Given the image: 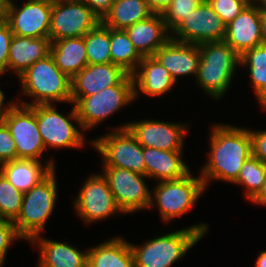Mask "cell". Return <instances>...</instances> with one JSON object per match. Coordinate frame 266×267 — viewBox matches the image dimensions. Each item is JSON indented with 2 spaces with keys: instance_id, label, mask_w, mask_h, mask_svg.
Segmentation results:
<instances>
[{
  "instance_id": "cell-25",
  "label": "cell",
  "mask_w": 266,
  "mask_h": 267,
  "mask_svg": "<svg viewBox=\"0 0 266 267\" xmlns=\"http://www.w3.org/2000/svg\"><path fill=\"white\" fill-rule=\"evenodd\" d=\"M49 38H32L13 35L8 54V72L20 76L38 60L50 54Z\"/></svg>"
},
{
  "instance_id": "cell-47",
  "label": "cell",
  "mask_w": 266,
  "mask_h": 267,
  "mask_svg": "<svg viewBox=\"0 0 266 267\" xmlns=\"http://www.w3.org/2000/svg\"><path fill=\"white\" fill-rule=\"evenodd\" d=\"M256 1L260 4L262 10L266 11V0H256Z\"/></svg>"
},
{
  "instance_id": "cell-11",
  "label": "cell",
  "mask_w": 266,
  "mask_h": 267,
  "mask_svg": "<svg viewBox=\"0 0 266 267\" xmlns=\"http://www.w3.org/2000/svg\"><path fill=\"white\" fill-rule=\"evenodd\" d=\"M2 121L13 136L17 159L41 161L46 148L39 133L35 111L30 106L14 102Z\"/></svg>"
},
{
  "instance_id": "cell-31",
  "label": "cell",
  "mask_w": 266,
  "mask_h": 267,
  "mask_svg": "<svg viewBox=\"0 0 266 267\" xmlns=\"http://www.w3.org/2000/svg\"><path fill=\"white\" fill-rule=\"evenodd\" d=\"M83 37L88 64L111 63L110 28L100 22Z\"/></svg>"
},
{
  "instance_id": "cell-17",
  "label": "cell",
  "mask_w": 266,
  "mask_h": 267,
  "mask_svg": "<svg viewBox=\"0 0 266 267\" xmlns=\"http://www.w3.org/2000/svg\"><path fill=\"white\" fill-rule=\"evenodd\" d=\"M224 41L241 56L245 51L263 44L261 31V6L250 2L228 25Z\"/></svg>"
},
{
  "instance_id": "cell-48",
  "label": "cell",
  "mask_w": 266,
  "mask_h": 267,
  "mask_svg": "<svg viewBox=\"0 0 266 267\" xmlns=\"http://www.w3.org/2000/svg\"><path fill=\"white\" fill-rule=\"evenodd\" d=\"M48 2L54 3V2H60V1H68V0H47Z\"/></svg>"
},
{
  "instance_id": "cell-30",
  "label": "cell",
  "mask_w": 266,
  "mask_h": 267,
  "mask_svg": "<svg viewBox=\"0 0 266 267\" xmlns=\"http://www.w3.org/2000/svg\"><path fill=\"white\" fill-rule=\"evenodd\" d=\"M111 63L121 66L132 74L142 60V56L134 48L127 32L123 29L110 28Z\"/></svg>"
},
{
  "instance_id": "cell-20",
  "label": "cell",
  "mask_w": 266,
  "mask_h": 267,
  "mask_svg": "<svg viewBox=\"0 0 266 267\" xmlns=\"http://www.w3.org/2000/svg\"><path fill=\"white\" fill-rule=\"evenodd\" d=\"M132 78L135 100L140 93L151 97L162 96L176 85L169 71L154 56L143 57L132 73Z\"/></svg>"
},
{
  "instance_id": "cell-4",
  "label": "cell",
  "mask_w": 266,
  "mask_h": 267,
  "mask_svg": "<svg viewBox=\"0 0 266 267\" xmlns=\"http://www.w3.org/2000/svg\"><path fill=\"white\" fill-rule=\"evenodd\" d=\"M201 60L196 83L211 98L219 100L231 86L240 56L223 40L199 45Z\"/></svg>"
},
{
  "instance_id": "cell-15",
  "label": "cell",
  "mask_w": 266,
  "mask_h": 267,
  "mask_svg": "<svg viewBox=\"0 0 266 267\" xmlns=\"http://www.w3.org/2000/svg\"><path fill=\"white\" fill-rule=\"evenodd\" d=\"M15 2L11 0L1 15L13 35L49 38L52 3L47 0H26L20 7Z\"/></svg>"
},
{
  "instance_id": "cell-3",
  "label": "cell",
  "mask_w": 266,
  "mask_h": 267,
  "mask_svg": "<svg viewBox=\"0 0 266 267\" xmlns=\"http://www.w3.org/2000/svg\"><path fill=\"white\" fill-rule=\"evenodd\" d=\"M18 78L23 94L33 99L32 103L15 101L19 104L71 103V79L56 66L50 54L35 62Z\"/></svg>"
},
{
  "instance_id": "cell-21",
  "label": "cell",
  "mask_w": 266,
  "mask_h": 267,
  "mask_svg": "<svg viewBox=\"0 0 266 267\" xmlns=\"http://www.w3.org/2000/svg\"><path fill=\"white\" fill-rule=\"evenodd\" d=\"M125 31L142 57L153 56L171 38V32L159 13L127 27Z\"/></svg>"
},
{
  "instance_id": "cell-46",
  "label": "cell",
  "mask_w": 266,
  "mask_h": 267,
  "mask_svg": "<svg viewBox=\"0 0 266 267\" xmlns=\"http://www.w3.org/2000/svg\"><path fill=\"white\" fill-rule=\"evenodd\" d=\"M10 2L11 0H0V16L3 14Z\"/></svg>"
},
{
  "instance_id": "cell-39",
  "label": "cell",
  "mask_w": 266,
  "mask_h": 267,
  "mask_svg": "<svg viewBox=\"0 0 266 267\" xmlns=\"http://www.w3.org/2000/svg\"><path fill=\"white\" fill-rule=\"evenodd\" d=\"M252 156L266 164V130H250Z\"/></svg>"
},
{
  "instance_id": "cell-7",
  "label": "cell",
  "mask_w": 266,
  "mask_h": 267,
  "mask_svg": "<svg viewBox=\"0 0 266 267\" xmlns=\"http://www.w3.org/2000/svg\"><path fill=\"white\" fill-rule=\"evenodd\" d=\"M156 184L155 189L151 191L154 194L151 193L149 208L158 206L161 218L166 223L193 210L196 201L206 190L201 176L194 177L191 171L178 180L162 181Z\"/></svg>"
},
{
  "instance_id": "cell-27",
  "label": "cell",
  "mask_w": 266,
  "mask_h": 267,
  "mask_svg": "<svg viewBox=\"0 0 266 267\" xmlns=\"http://www.w3.org/2000/svg\"><path fill=\"white\" fill-rule=\"evenodd\" d=\"M50 55L56 66L70 79L88 65L84 37L52 41Z\"/></svg>"
},
{
  "instance_id": "cell-33",
  "label": "cell",
  "mask_w": 266,
  "mask_h": 267,
  "mask_svg": "<svg viewBox=\"0 0 266 267\" xmlns=\"http://www.w3.org/2000/svg\"><path fill=\"white\" fill-rule=\"evenodd\" d=\"M23 195L0 172V218L13 222L20 213Z\"/></svg>"
},
{
  "instance_id": "cell-10",
  "label": "cell",
  "mask_w": 266,
  "mask_h": 267,
  "mask_svg": "<svg viewBox=\"0 0 266 267\" xmlns=\"http://www.w3.org/2000/svg\"><path fill=\"white\" fill-rule=\"evenodd\" d=\"M106 178L118 207L124 214L149 209L151 190L145 183L146 175L118 167H103Z\"/></svg>"
},
{
  "instance_id": "cell-8",
  "label": "cell",
  "mask_w": 266,
  "mask_h": 267,
  "mask_svg": "<svg viewBox=\"0 0 266 267\" xmlns=\"http://www.w3.org/2000/svg\"><path fill=\"white\" fill-rule=\"evenodd\" d=\"M67 115L57 111L54 104H39L30 106L36 113L39 133L45 148H81L85 144L83 132L75 106ZM78 123V128L73 124ZM81 128V129H79ZM82 130V131H81Z\"/></svg>"
},
{
  "instance_id": "cell-5",
  "label": "cell",
  "mask_w": 266,
  "mask_h": 267,
  "mask_svg": "<svg viewBox=\"0 0 266 267\" xmlns=\"http://www.w3.org/2000/svg\"><path fill=\"white\" fill-rule=\"evenodd\" d=\"M55 170L53 169L23 195L20 213L13 221L17 233L23 240L30 241L33 237L42 234L47 220L53 213L58 197Z\"/></svg>"
},
{
  "instance_id": "cell-23",
  "label": "cell",
  "mask_w": 266,
  "mask_h": 267,
  "mask_svg": "<svg viewBox=\"0 0 266 267\" xmlns=\"http://www.w3.org/2000/svg\"><path fill=\"white\" fill-rule=\"evenodd\" d=\"M43 162L45 164L33 159H15L0 164V172L17 190L25 193L56 167L52 159Z\"/></svg>"
},
{
  "instance_id": "cell-38",
  "label": "cell",
  "mask_w": 266,
  "mask_h": 267,
  "mask_svg": "<svg viewBox=\"0 0 266 267\" xmlns=\"http://www.w3.org/2000/svg\"><path fill=\"white\" fill-rule=\"evenodd\" d=\"M12 37L9 24L0 16V76L8 71L9 45Z\"/></svg>"
},
{
  "instance_id": "cell-32",
  "label": "cell",
  "mask_w": 266,
  "mask_h": 267,
  "mask_svg": "<svg viewBox=\"0 0 266 267\" xmlns=\"http://www.w3.org/2000/svg\"><path fill=\"white\" fill-rule=\"evenodd\" d=\"M266 179V164L251 156L240 169L237 180L233 183L246 189L245 196L252 201L263 189Z\"/></svg>"
},
{
  "instance_id": "cell-40",
  "label": "cell",
  "mask_w": 266,
  "mask_h": 267,
  "mask_svg": "<svg viewBox=\"0 0 266 267\" xmlns=\"http://www.w3.org/2000/svg\"><path fill=\"white\" fill-rule=\"evenodd\" d=\"M102 21L110 12L114 0H80Z\"/></svg>"
},
{
  "instance_id": "cell-16",
  "label": "cell",
  "mask_w": 266,
  "mask_h": 267,
  "mask_svg": "<svg viewBox=\"0 0 266 267\" xmlns=\"http://www.w3.org/2000/svg\"><path fill=\"white\" fill-rule=\"evenodd\" d=\"M184 123L163 122L155 119L132 121L127 129L142 147L167 151H182L187 128Z\"/></svg>"
},
{
  "instance_id": "cell-36",
  "label": "cell",
  "mask_w": 266,
  "mask_h": 267,
  "mask_svg": "<svg viewBox=\"0 0 266 267\" xmlns=\"http://www.w3.org/2000/svg\"><path fill=\"white\" fill-rule=\"evenodd\" d=\"M23 239L12 221L0 218V267L4 265L9 246L14 240Z\"/></svg>"
},
{
  "instance_id": "cell-12",
  "label": "cell",
  "mask_w": 266,
  "mask_h": 267,
  "mask_svg": "<svg viewBox=\"0 0 266 267\" xmlns=\"http://www.w3.org/2000/svg\"><path fill=\"white\" fill-rule=\"evenodd\" d=\"M75 213L85 224L96 223L123 213L118 207L106 178L102 174L88 176L74 201Z\"/></svg>"
},
{
  "instance_id": "cell-34",
  "label": "cell",
  "mask_w": 266,
  "mask_h": 267,
  "mask_svg": "<svg viewBox=\"0 0 266 267\" xmlns=\"http://www.w3.org/2000/svg\"><path fill=\"white\" fill-rule=\"evenodd\" d=\"M202 0H172L162 13L163 20L172 32L183 19H185Z\"/></svg>"
},
{
  "instance_id": "cell-19",
  "label": "cell",
  "mask_w": 266,
  "mask_h": 267,
  "mask_svg": "<svg viewBox=\"0 0 266 267\" xmlns=\"http://www.w3.org/2000/svg\"><path fill=\"white\" fill-rule=\"evenodd\" d=\"M128 74L116 64H88L71 79V96L94 95L118 85Z\"/></svg>"
},
{
  "instance_id": "cell-42",
  "label": "cell",
  "mask_w": 266,
  "mask_h": 267,
  "mask_svg": "<svg viewBox=\"0 0 266 267\" xmlns=\"http://www.w3.org/2000/svg\"><path fill=\"white\" fill-rule=\"evenodd\" d=\"M4 101H5V94L0 88V121L3 120V117L7 114L9 108L14 103V100L11 102H7V104Z\"/></svg>"
},
{
  "instance_id": "cell-37",
  "label": "cell",
  "mask_w": 266,
  "mask_h": 267,
  "mask_svg": "<svg viewBox=\"0 0 266 267\" xmlns=\"http://www.w3.org/2000/svg\"><path fill=\"white\" fill-rule=\"evenodd\" d=\"M17 159V149L7 125L0 121V164Z\"/></svg>"
},
{
  "instance_id": "cell-22",
  "label": "cell",
  "mask_w": 266,
  "mask_h": 267,
  "mask_svg": "<svg viewBox=\"0 0 266 267\" xmlns=\"http://www.w3.org/2000/svg\"><path fill=\"white\" fill-rule=\"evenodd\" d=\"M182 153V151L143 147L145 175L157 179L158 182L183 178L190 169L183 160Z\"/></svg>"
},
{
  "instance_id": "cell-35",
  "label": "cell",
  "mask_w": 266,
  "mask_h": 267,
  "mask_svg": "<svg viewBox=\"0 0 266 267\" xmlns=\"http://www.w3.org/2000/svg\"><path fill=\"white\" fill-rule=\"evenodd\" d=\"M253 0H207L221 20L228 25Z\"/></svg>"
},
{
  "instance_id": "cell-29",
  "label": "cell",
  "mask_w": 266,
  "mask_h": 267,
  "mask_svg": "<svg viewBox=\"0 0 266 267\" xmlns=\"http://www.w3.org/2000/svg\"><path fill=\"white\" fill-rule=\"evenodd\" d=\"M240 66L249 70L256 99L261 109L266 110V45L261 44L245 51L240 56Z\"/></svg>"
},
{
  "instance_id": "cell-28",
  "label": "cell",
  "mask_w": 266,
  "mask_h": 267,
  "mask_svg": "<svg viewBox=\"0 0 266 267\" xmlns=\"http://www.w3.org/2000/svg\"><path fill=\"white\" fill-rule=\"evenodd\" d=\"M153 14L146 0H114L110 12L101 22L108 28L125 30Z\"/></svg>"
},
{
  "instance_id": "cell-14",
  "label": "cell",
  "mask_w": 266,
  "mask_h": 267,
  "mask_svg": "<svg viewBox=\"0 0 266 267\" xmlns=\"http://www.w3.org/2000/svg\"><path fill=\"white\" fill-rule=\"evenodd\" d=\"M225 35L226 24L212 9L207 0H202L171 32L172 39L197 45L223 41Z\"/></svg>"
},
{
  "instance_id": "cell-9",
  "label": "cell",
  "mask_w": 266,
  "mask_h": 267,
  "mask_svg": "<svg viewBox=\"0 0 266 267\" xmlns=\"http://www.w3.org/2000/svg\"><path fill=\"white\" fill-rule=\"evenodd\" d=\"M128 122L91 142L100 153L102 167H118L145 175L143 147L127 129Z\"/></svg>"
},
{
  "instance_id": "cell-13",
  "label": "cell",
  "mask_w": 266,
  "mask_h": 267,
  "mask_svg": "<svg viewBox=\"0 0 266 267\" xmlns=\"http://www.w3.org/2000/svg\"><path fill=\"white\" fill-rule=\"evenodd\" d=\"M100 19L80 0L52 3L49 39L83 37L95 28Z\"/></svg>"
},
{
  "instance_id": "cell-1",
  "label": "cell",
  "mask_w": 266,
  "mask_h": 267,
  "mask_svg": "<svg viewBox=\"0 0 266 267\" xmlns=\"http://www.w3.org/2000/svg\"><path fill=\"white\" fill-rule=\"evenodd\" d=\"M209 136L208 160L200 176L205 187L210 180L234 183L244 162L252 156L249 129L230 124H215Z\"/></svg>"
},
{
  "instance_id": "cell-24",
  "label": "cell",
  "mask_w": 266,
  "mask_h": 267,
  "mask_svg": "<svg viewBox=\"0 0 266 267\" xmlns=\"http://www.w3.org/2000/svg\"><path fill=\"white\" fill-rule=\"evenodd\" d=\"M29 242L37 244L40 259L37 267H87L88 251H79L67 242H59L42 238L41 234L33 237Z\"/></svg>"
},
{
  "instance_id": "cell-18",
  "label": "cell",
  "mask_w": 266,
  "mask_h": 267,
  "mask_svg": "<svg viewBox=\"0 0 266 267\" xmlns=\"http://www.w3.org/2000/svg\"><path fill=\"white\" fill-rule=\"evenodd\" d=\"M177 83L181 76L198 73L201 55L199 45L176 41L170 38L153 55Z\"/></svg>"
},
{
  "instance_id": "cell-41",
  "label": "cell",
  "mask_w": 266,
  "mask_h": 267,
  "mask_svg": "<svg viewBox=\"0 0 266 267\" xmlns=\"http://www.w3.org/2000/svg\"><path fill=\"white\" fill-rule=\"evenodd\" d=\"M172 0H146L149 8L153 13L162 14L164 10L169 6Z\"/></svg>"
},
{
  "instance_id": "cell-26",
  "label": "cell",
  "mask_w": 266,
  "mask_h": 267,
  "mask_svg": "<svg viewBox=\"0 0 266 267\" xmlns=\"http://www.w3.org/2000/svg\"><path fill=\"white\" fill-rule=\"evenodd\" d=\"M120 237L88 249L87 267H135L130 243Z\"/></svg>"
},
{
  "instance_id": "cell-44",
  "label": "cell",
  "mask_w": 266,
  "mask_h": 267,
  "mask_svg": "<svg viewBox=\"0 0 266 267\" xmlns=\"http://www.w3.org/2000/svg\"><path fill=\"white\" fill-rule=\"evenodd\" d=\"M261 31L263 44L266 45V11H263L261 8Z\"/></svg>"
},
{
  "instance_id": "cell-43",
  "label": "cell",
  "mask_w": 266,
  "mask_h": 267,
  "mask_svg": "<svg viewBox=\"0 0 266 267\" xmlns=\"http://www.w3.org/2000/svg\"><path fill=\"white\" fill-rule=\"evenodd\" d=\"M251 203L266 206V179L264 182L263 189L260 193L251 201Z\"/></svg>"
},
{
  "instance_id": "cell-45",
  "label": "cell",
  "mask_w": 266,
  "mask_h": 267,
  "mask_svg": "<svg viewBox=\"0 0 266 267\" xmlns=\"http://www.w3.org/2000/svg\"><path fill=\"white\" fill-rule=\"evenodd\" d=\"M256 259L255 267H266V250L260 251Z\"/></svg>"
},
{
  "instance_id": "cell-6",
  "label": "cell",
  "mask_w": 266,
  "mask_h": 267,
  "mask_svg": "<svg viewBox=\"0 0 266 267\" xmlns=\"http://www.w3.org/2000/svg\"><path fill=\"white\" fill-rule=\"evenodd\" d=\"M134 100L132 74H128L118 85L104 88L94 95L71 96L83 131L101 124Z\"/></svg>"
},
{
  "instance_id": "cell-2",
  "label": "cell",
  "mask_w": 266,
  "mask_h": 267,
  "mask_svg": "<svg viewBox=\"0 0 266 267\" xmlns=\"http://www.w3.org/2000/svg\"><path fill=\"white\" fill-rule=\"evenodd\" d=\"M208 229L207 223H197L138 246L130 243L135 267H171L206 235Z\"/></svg>"
}]
</instances>
